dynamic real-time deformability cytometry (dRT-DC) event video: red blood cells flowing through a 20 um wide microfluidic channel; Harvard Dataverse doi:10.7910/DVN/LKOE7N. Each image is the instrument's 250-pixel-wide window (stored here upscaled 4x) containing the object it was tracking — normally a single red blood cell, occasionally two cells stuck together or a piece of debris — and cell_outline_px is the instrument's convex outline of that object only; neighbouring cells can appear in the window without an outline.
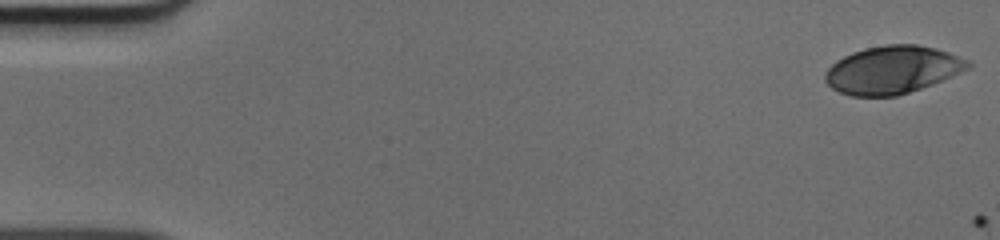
{"species": "human", "species_latin": "Homo sapiens", "temperature_condition": "cold", "stored_images_in_passage": 15, "camera_frame_rate_fps": 3000, "um_per_image_px": 0.085, "donor": {"sex": "male"}, "frame": {"image": 1, "passage_image": 1, "time_ms": 0.0, "image_size_px": [1000, 240], "cell_outline_px": [[972, 64], [968, 68], [960, 72], [932, 84], [896, 96], [852, 96], [840, 92], [832, 88], [824, 80], [824, 72], [836, 60], [852, 52], [864, 48], [884, 44], [916, 44], [936, 48], [948, 52], [968, 60]], "centroid_in_image_um": [75.82, 5.92], "position_along_channel_um": 9.2, "area_um2": 39.65}}
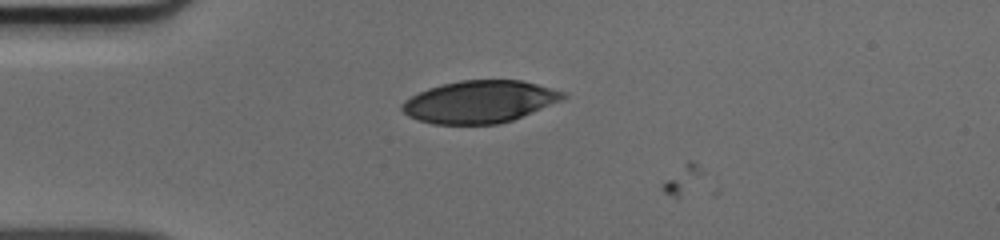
{"frame": {"image": 2, "passage_image": 13, "time_ms": 4.0, "image_size_px": [1000, 240], "cell_outline_px": [[568, 96], [564, 100], [512, 120], [500, 124], [432, 124], [416, 120], [408, 116], [400, 108], [400, 104], [404, 100], [428, 88], [460, 80], [520, 80], [568, 92]], "centroid_in_image_um": [40.79, 8.65], "position_along_channel_um": 44.2, "area_um2": 39.88}}